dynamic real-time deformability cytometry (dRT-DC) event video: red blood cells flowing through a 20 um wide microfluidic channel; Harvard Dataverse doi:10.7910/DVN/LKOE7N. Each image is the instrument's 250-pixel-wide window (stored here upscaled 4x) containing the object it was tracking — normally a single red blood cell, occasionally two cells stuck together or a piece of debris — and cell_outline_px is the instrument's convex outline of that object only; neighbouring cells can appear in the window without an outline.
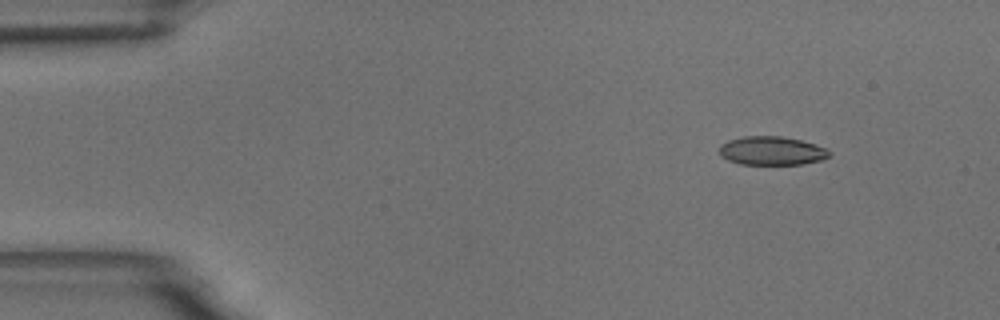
{"species": "common noctule bat (a hibernating species)", "species_latin": "Nyctalus noctula", "temperature_condition": "room temperature", "stored_images_in_passage": 50, "camera_frame_rate_fps": 3000, "um_per_image_px": 0.085, "animal": {"sex": "male", "body_mass_g": 18.8}, "frame": {"image": 1, "passage_image": 1, "time_ms": 0.0, "image_size_px": [1000, 320], "cell_outline_px": [[832, 156], [820, 160], [804, 164], [740, 164], [728, 160], [720, 156], [720, 144], [728, 140], [744, 136], [784, 136], [816, 144], [828, 148], [832, 152]], "centroid_in_image_um": [65.64, 12.81], "position_along_channel_um": 19.4, "area_um2": 18.61}}
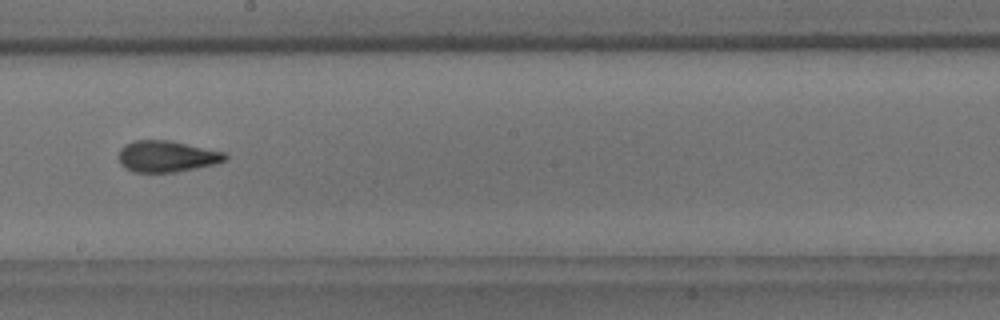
{"frame": {"image": 2, "passage_image": 26, "time_ms": 8.333, "image_size_px": [1000, 320], "cell_outline_px": [[228, 160], [216, 164], [176, 172], [132, 172], [124, 168], [120, 164], [120, 148], [124, 144], [136, 140], [172, 140], [224, 152], [228, 156]], "centroid_in_image_um": [14.19, 13.29], "position_along_channel_um": 234.0, "area_um2": 19.65}}
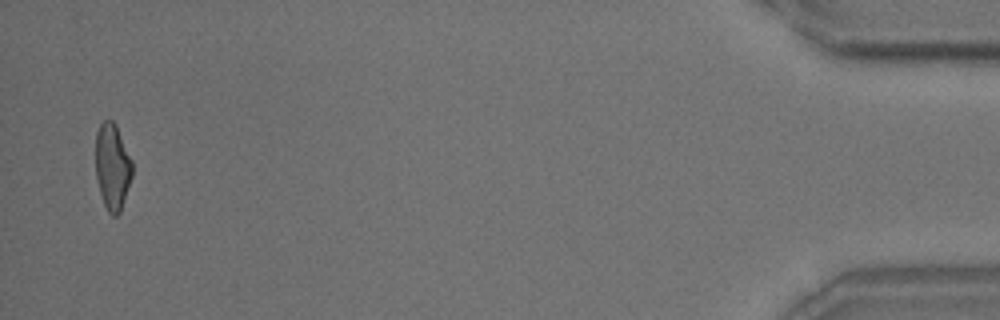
{"frame": {"image": 3, "passage_image": 49, "time_ms": 16.0, "image_size_px": [1000, 320], "cell_outline_px": [[132, 176], [120, 212], [116, 216], [112, 216], [108, 212], [104, 204], [100, 192], [96, 176], [96, 132], [100, 124], [104, 120], [112, 120], [116, 124], [132, 160]], "centroid_in_image_um": [9.55, 14.15], "position_along_channel_um": 425.6, "area_um2": 18.38}, "authors_computed_cell_mechanics": {"area_um2": 19.2474, "velocity_mm_per_s": 3.6291, "shape_relaxation_time_tau1_ms": 5.2873, "shape_relaxation_time_tau2_ms": 1.4711, "deformation_change_tau1": 0.1735, "deformation_change_tau2": 0.0927}}